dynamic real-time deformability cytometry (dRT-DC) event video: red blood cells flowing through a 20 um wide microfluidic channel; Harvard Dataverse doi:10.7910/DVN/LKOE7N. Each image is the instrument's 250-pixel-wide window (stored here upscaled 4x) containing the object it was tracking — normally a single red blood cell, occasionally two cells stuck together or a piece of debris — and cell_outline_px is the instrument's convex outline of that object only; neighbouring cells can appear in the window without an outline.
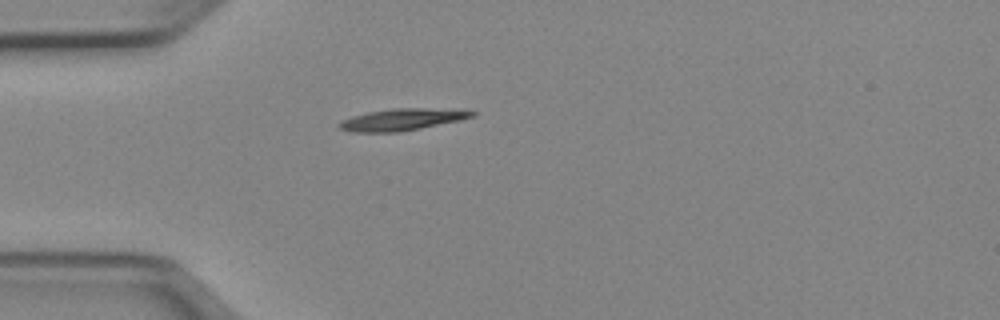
{"species": "Egyptian fruit bat (a non-hibernating species)", "species_latin": "Rousettus aegyptiacus", "temperature_condition": "cold", "stored_images_in_passage": 38, "camera_frame_rate_fps": 3000, "um_per_image_px": 0.085, "animal": {"sex": "female"}, "frame": {"image": 1, "passage_image": 1, "time_ms": 0.0, "image_size_px": [1000, 320], "cell_outline_px": [[476, 116], [460, 120], [400, 132], [352, 132], [340, 128], [336, 124], [340, 120], [352, 116], [368, 112], [392, 108], [424, 108], [476, 112]], "centroid_in_image_um": [34.08, 10.17], "position_along_channel_um": 50.9, "area_um2": 16.65}}
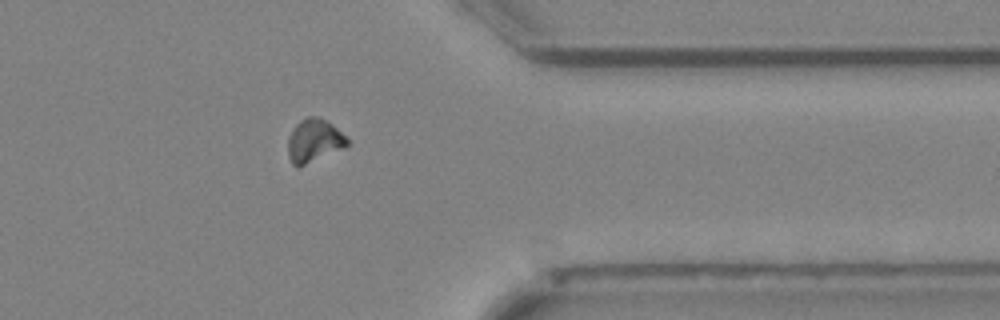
{"frame": {"image": 2, "passage_image": 28, "time_ms": 9.0, "image_size_px": [1000, 320], "cell_outline_px": [[348, 144], [344, 148], [304, 164], [292, 164], [288, 156], [288, 136], [292, 128], [300, 120], [308, 116], [320, 116], [332, 124], [348, 140]], "centroid_in_image_um": [26.67, 11.91], "position_along_channel_um": 384.7, "area_um2": 14.62}}
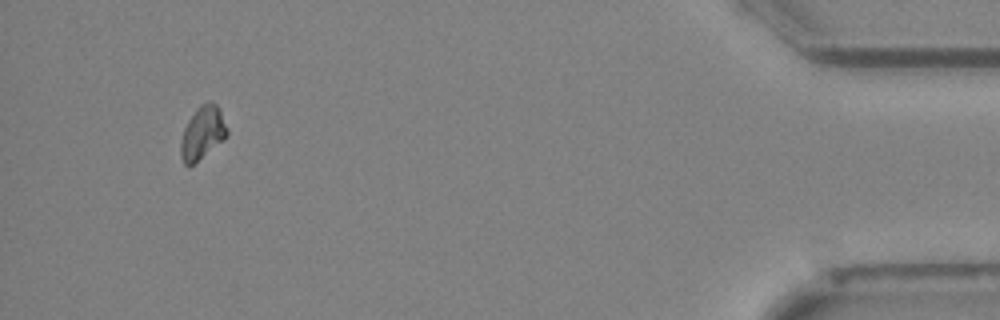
{"frame": {"image": 3, "passage_image": 35, "time_ms": 11.333, "image_size_px": [1000, 320], "cell_outline_px": [[228, 132], [224, 140], [192, 164], [184, 164], [180, 156], [180, 140], [184, 128], [188, 120], [196, 108], [200, 104], [208, 100], [212, 100], [220, 108], [228, 128]], "centroid_in_image_um": [17.22, 11.23], "position_along_channel_um": 418.0, "area_um2": 14.45}}